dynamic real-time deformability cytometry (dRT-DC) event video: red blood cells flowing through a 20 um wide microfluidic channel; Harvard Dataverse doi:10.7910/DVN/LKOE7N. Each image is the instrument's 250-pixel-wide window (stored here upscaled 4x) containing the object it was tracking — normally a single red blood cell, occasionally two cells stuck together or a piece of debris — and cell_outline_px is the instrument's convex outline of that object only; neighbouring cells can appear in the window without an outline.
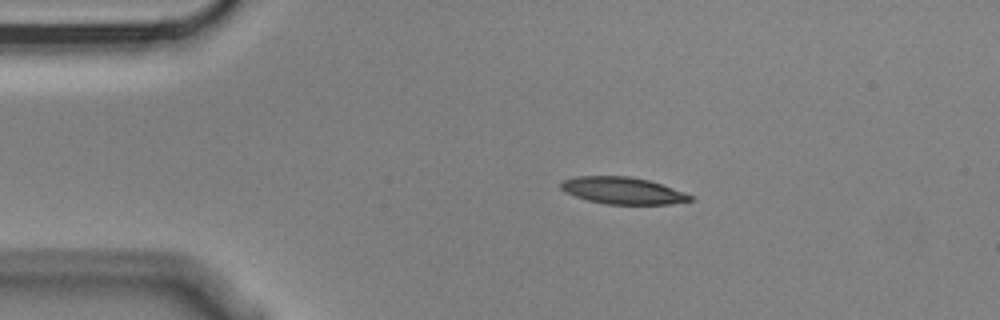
{"species": "Egyptian fruit bat (a non-hibernating species)", "species_latin": "Rousettus aegyptiacus", "temperature_condition": "cold", "stored_images_in_passage": 5, "camera_frame_rate_fps": 3000, "um_per_image_px": 0.085, "animal": {"sex": "male"}, "frame": {"image": 1, "passage_image": 2, "time_ms": 0.333, "image_size_px": [1000, 320], "cell_outline_px": [[696, 200], [668, 204], [608, 204], [588, 200], [576, 196], [560, 188], [560, 184], [564, 180], [576, 176], [632, 176], [648, 180], [684, 192], [692, 196]], "centroid_in_image_um": [52.96, 16.2], "position_along_channel_um": 32.0, "area_um2": 20.06}}
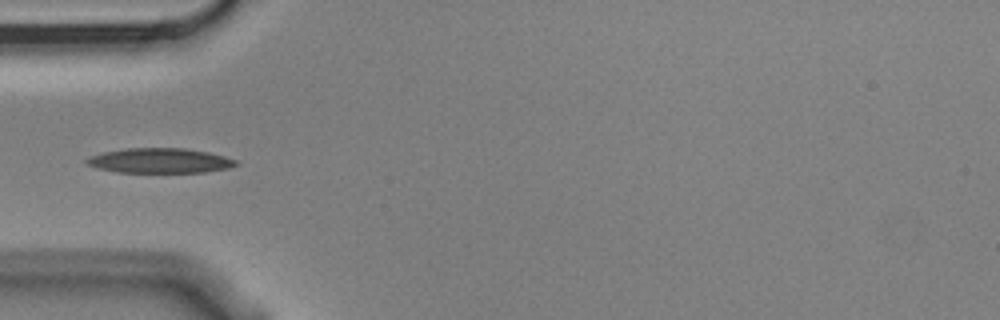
{"frame": {"image": 2, "passage_image": 4, "time_ms": 1.0, "image_size_px": [1000, 320], "cell_outline_px": [[240, 164], [228, 168], [204, 172], [116, 172], [96, 168], [88, 164], [84, 160], [92, 156], [104, 152], [128, 148], [184, 148], [208, 152], [224, 156], [236, 160]], "centroid_in_image_um": [13.6, 13.65], "position_along_channel_um": 71.4, "area_um2": 21.5}}
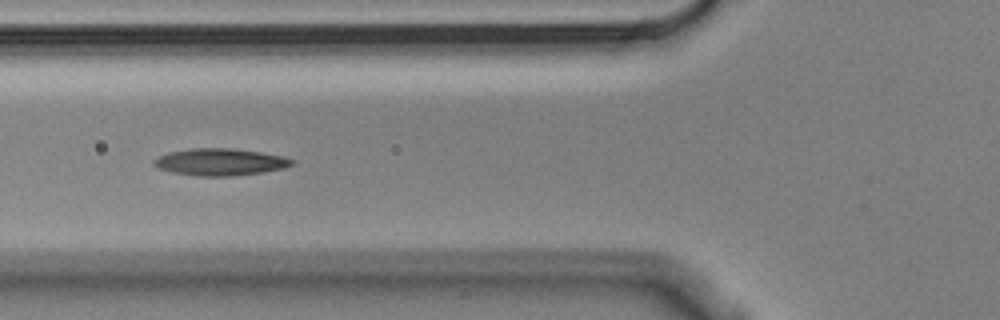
{"frame": {"image": 3, "passage_image": 5, "time_ms": 1.333, "image_size_px": [1000, 320], "cell_outline_px": [[292, 164], [284, 168], [264, 172], [232, 176], [192, 176], [172, 172], [160, 168], [152, 164], [152, 160], [168, 152], [192, 148], [232, 148], [260, 152], [280, 156], [292, 160]], "centroid_in_image_um": [18.66, 13.77], "position_along_channel_um": 107.1, "area_um2": 21.62}}